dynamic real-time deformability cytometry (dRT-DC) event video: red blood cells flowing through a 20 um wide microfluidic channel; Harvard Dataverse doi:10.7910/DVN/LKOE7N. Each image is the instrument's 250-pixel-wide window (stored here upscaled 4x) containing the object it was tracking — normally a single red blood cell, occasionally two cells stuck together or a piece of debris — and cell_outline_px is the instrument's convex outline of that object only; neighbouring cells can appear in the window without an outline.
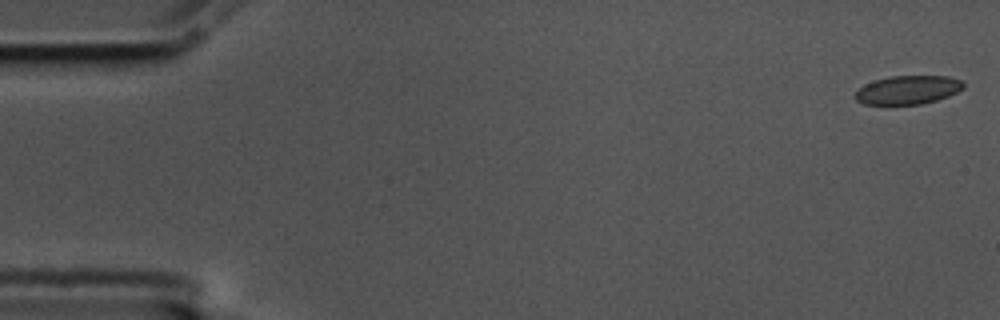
{"species": "common noctule bat (a hibernating species)", "species_latin": "Nyctalus noctula", "temperature_condition": "cold", "stored_images_in_passage": 6, "camera_frame_rate_fps": 3000, "um_per_image_px": 0.085, "animal": {"sex": "male", "body_mass_g": 17.5, "forearm_length_mm": 52.3}, "frame": {"image": 1, "passage_image": 1, "time_ms": 0.0, "image_size_px": [1000, 320], "cell_outline_px": [[964, 88], [948, 96], [936, 100], [920, 104], [864, 104], [856, 100], [852, 96], [864, 84], [888, 76], [948, 76], [960, 80], [964, 84]], "centroid_in_image_um": [77.15, 7.64], "position_along_channel_um": 7.9, "area_um2": 17.98}}
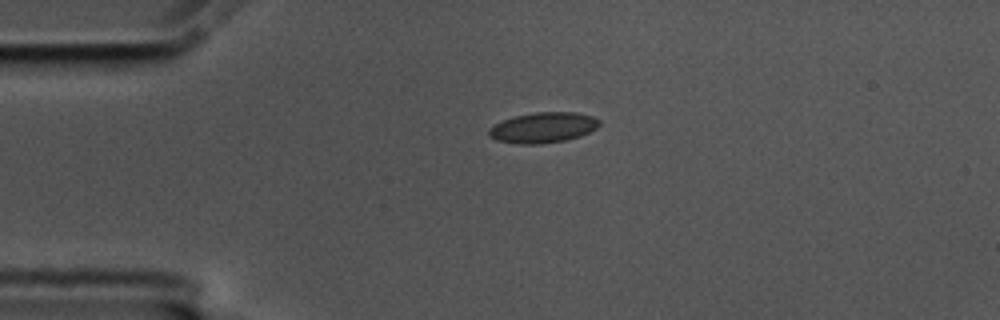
{"frame": {"image": 2, "passage_image": 4, "time_ms": 1.0, "image_size_px": [1000, 320], "cell_outline_px": [[600, 124], [596, 128], [580, 136], [564, 140], [540, 144], [520, 144], [496, 140], [488, 136], [488, 128], [504, 120], [516, 116], [536, 112], [576, 112], [592, 116], [600, 120]], "centroid_in_image_um": [46.16, 10.84], "position_along_channel_um": 38.8, "area_um2": 19.48}}